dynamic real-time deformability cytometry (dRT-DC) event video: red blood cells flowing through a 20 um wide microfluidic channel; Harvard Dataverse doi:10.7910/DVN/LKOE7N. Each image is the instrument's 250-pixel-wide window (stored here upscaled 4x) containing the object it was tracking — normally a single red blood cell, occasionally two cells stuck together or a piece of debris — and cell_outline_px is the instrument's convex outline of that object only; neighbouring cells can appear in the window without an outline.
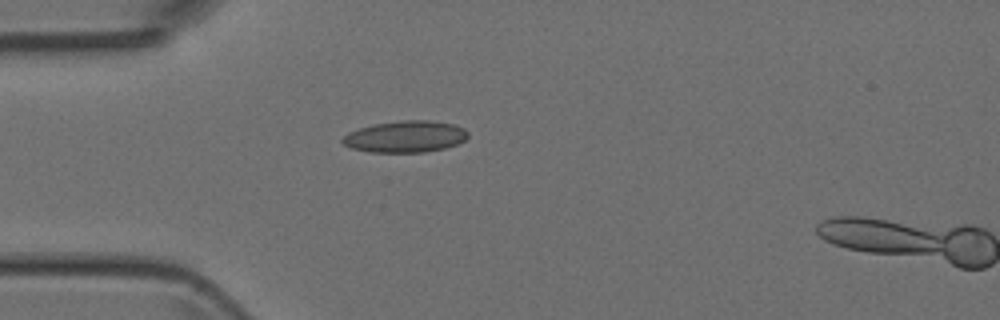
{"species": "Egyptian fruit bat (a non-hibernating species)", "species_latin": "Rousettus aegyptiacus", "temperature_condition": "room temperature", "stored_images_in_passage": 6, "camera_frame_rate_fps": 3000, "um_per_image_px": 0.085, "animal": {"sex": "female"}, "frame": {"image": 1, "passage_image": 6, "time_ms": 6.667, "image_size_px": [1000, 320], "cell_outline_px": [[468, 136], [464, 140], [456, 144], [444, 148], [424, 152], [368, 152], [352, 148], [344, 144], [340, 140], [348, 132], [372, 124], [404, 120], [428, 120], [452, 124], [464, 128], [468, 132]], "centroid_in_image_um": [34.44, 11.61], "position_along_channel_um": 50.6, "area_um2": 23.0}}